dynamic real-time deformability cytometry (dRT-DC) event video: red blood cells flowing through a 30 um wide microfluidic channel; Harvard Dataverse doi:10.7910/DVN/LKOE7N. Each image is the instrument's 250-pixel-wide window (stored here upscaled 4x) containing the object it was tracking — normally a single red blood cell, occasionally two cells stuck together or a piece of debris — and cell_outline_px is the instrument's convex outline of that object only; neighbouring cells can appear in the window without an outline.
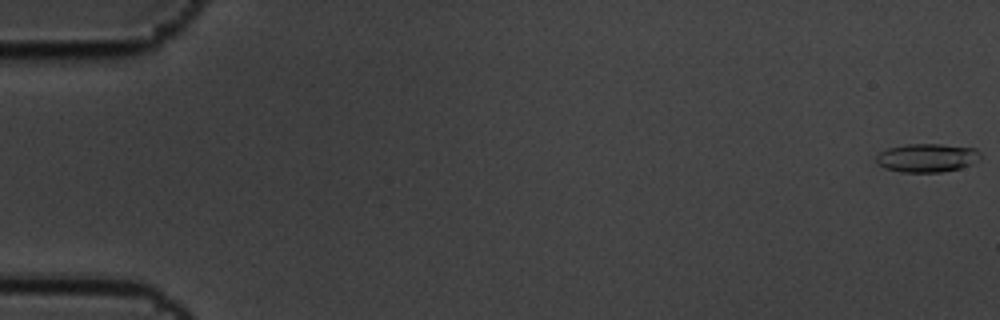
{"species": "common noctule bat (a hibernating species)", "species_latin": "Nyctalus noctula", "temperature_condition": "cold", "stored_images_in_passage": 6, "camera_frame_rate_fps": 3000, "um_per_image_px": 0.085, "animal": {"sex": "male", "body_mass_g": 19.5, "forearm_length_mm": 54.6}, "frame": {"image": 1, "passage_image": 1, "time_ms": 0.0, "image_size_px": [1000, 320], "cell_outline_px": [[980, 156], [972, 164], [960, 168], [940, 172], [900, 172], [884, 168], [876, 164], [876, 156], [880, 152], [888, 148], [908, 144], [940, 144], [976, 148], [980, 152]], "centroid_in_image_um": [78.77, 13.42], "position_along_channel_um": 6.2, "area_um2": 17.34}}
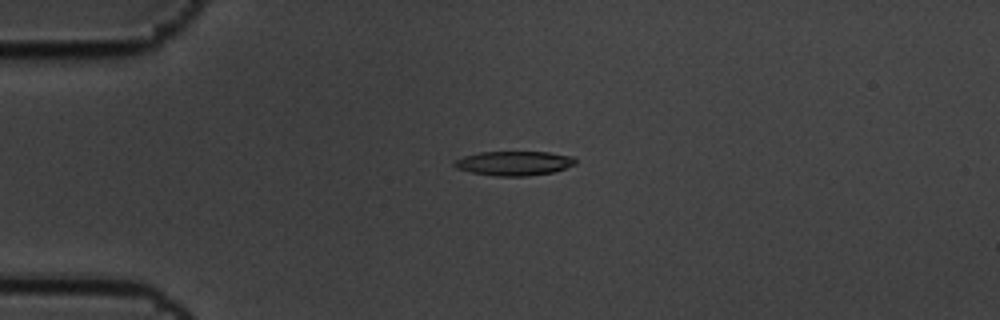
{"frame": {"image": 2, "passage_image": 5, "time_ms": 1.333, "image_size_px": [1000, 320], "cell_outline_px": [[576, 164], [552, 172], [528, 176], [496, 176], [472, 172], [456, 168], [452, 164], [456, 160], [464, 156], [480, 152], [548, 152], [572, 156], [576, 160]], "centroid_in_image_um": [43.69, 13.87], "position_along_channel_um": 41.3, "area_um2": 17.05}}